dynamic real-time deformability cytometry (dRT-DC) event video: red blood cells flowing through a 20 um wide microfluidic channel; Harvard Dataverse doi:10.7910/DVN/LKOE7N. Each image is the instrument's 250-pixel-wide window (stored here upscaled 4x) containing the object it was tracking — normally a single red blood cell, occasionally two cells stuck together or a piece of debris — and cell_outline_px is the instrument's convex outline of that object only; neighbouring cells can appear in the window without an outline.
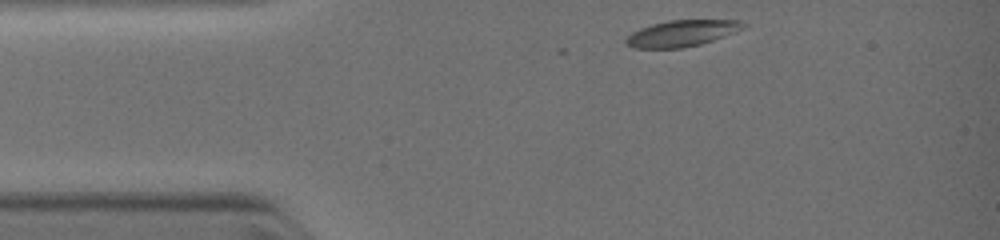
{"species": "common noctule bat (a hibernating species)", "species_latin": "Nyctalus noctula", "temperature_condition": "warm", "stored_images_in_passage": 17, "camera_frame_rate_fps": 3000, "um_per_image_px": 0.085, "animal": {"sex": "female", "body_mass_g": 19.0, "forearm_length_mm": 51.5}, "frame": {"image": 1, "passage_image": 1, "time_ms": 0.0, "image_size_px": [1000, 240], "cell_outline_px": [[748, 24], [744, 28], [736, 32], [700, 44], [680, 48], [636, 48], [624, 44], [624, 40], [632, 32], [640, 28], [652, 24], [668, 20], [744, 20]], "centroid_in_image_um": [57.97, 2.82], "position_along_channel_um": 27.0, "area_um2": 18.03}}
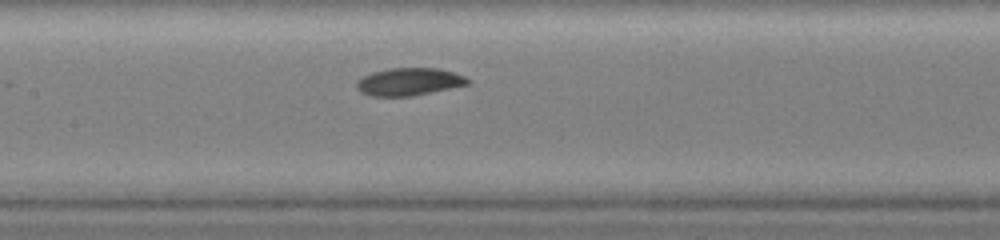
{"frame": {"image": 2, "passage_image": 12, "time_ms": 3.667, "image_size_px": [1000, 240], "cell_outline_px": [[468, 84], [432, 92], [412, 96], [372, 96], [360, 92], [356, 88], [356, 80], [372, 72], [388, 68], [440, 68], [464, 76], [468, 80]], "centroid_in_image_um": [34.71, 6.94], "position_along_channel_um": 172.7, "area_um2": 17.8}}
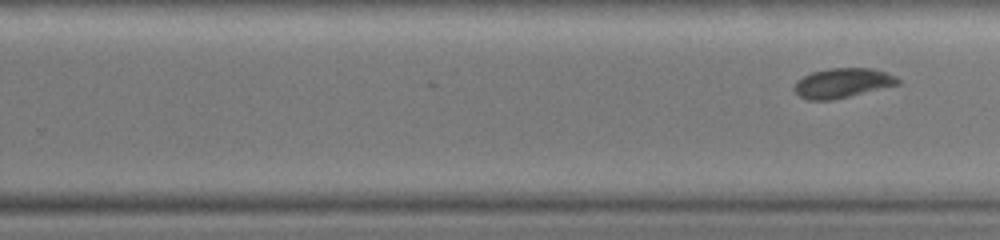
{"frame": {"image": 3, "passage_image": 17, "time_ms": 5.333, "image_size_px": [1000, 240], "cell_outline_px": [[900, 84], [832, 100], [808, 100], [800, 96], [792, 88], [796, 80], [812, 72], [828, 68], [872, 68], [888, 72], [896, 76], [900, 80]], "centroid_in_image_um": [71.61, 7.04], "position_along_channel_um": 258.2, "area_um2": 17.98}}